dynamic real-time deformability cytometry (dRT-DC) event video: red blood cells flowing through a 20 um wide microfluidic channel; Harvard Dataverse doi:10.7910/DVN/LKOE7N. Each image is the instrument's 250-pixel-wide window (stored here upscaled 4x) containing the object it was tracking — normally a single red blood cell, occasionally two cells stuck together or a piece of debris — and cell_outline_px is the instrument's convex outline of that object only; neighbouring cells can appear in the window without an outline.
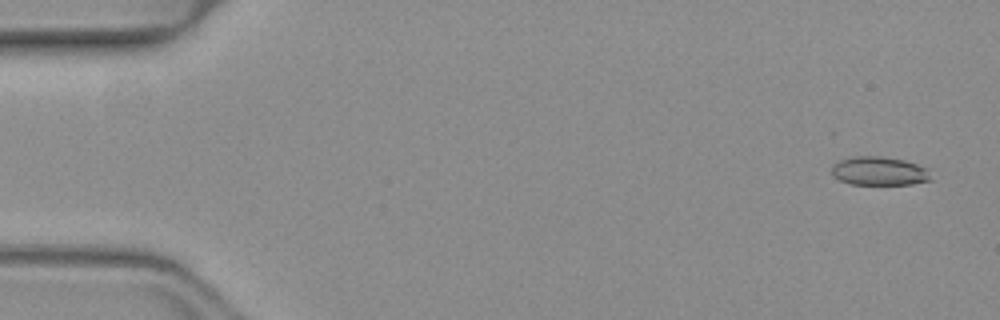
{"species": "common noctule bat (a hibernating species)", "species_latin": "Nyctalus noctula", "temperature_condition": "warm", "stored_images_in_passage": 27, "camera_frame_rate_fps": 3000, "um_per_image_px": 0.085, "animal": {"sex": "female", "body_mass_g": 19.3, "forearm_length_mm": 54.1}, "frame": {"image": 1, "passage_image": 2, "time_ms": 0.333, "image_size_px": [1000, 320], "cell_outline_px": [[932, 180], [912, 184], [848, 184], [832, 176], [832, 164], [840, 160], [856, 156], [880, 156], [904, 160], [928, 168]], "centroid_in_image_um": [74.73, 14.54], "position_along_channel_um": 10.3, "area_um2": 16.65}}
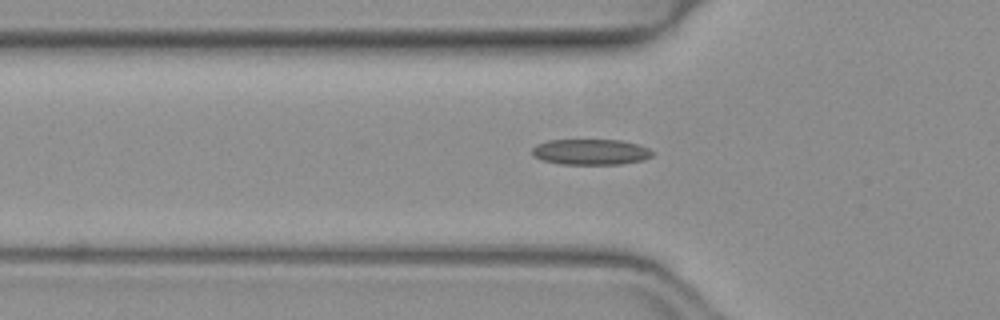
{"frame": {"image": 2, "passage_image": 17, "time_ms": 5.333, "image_size_px": [1000, 320], "cell_outline_px": [[652, 156], [644, 160], [620, 164], [560, 164], [544, 160], [532, 156], [532, 148], [536, 144], [548, 140], [620, 140], [636, 144], [648, 148], [652, 152]], "centroid_in_image_um": [50.18, 12.91], "position_along_channel_um": 75.6, "area_um2": 17.98}}
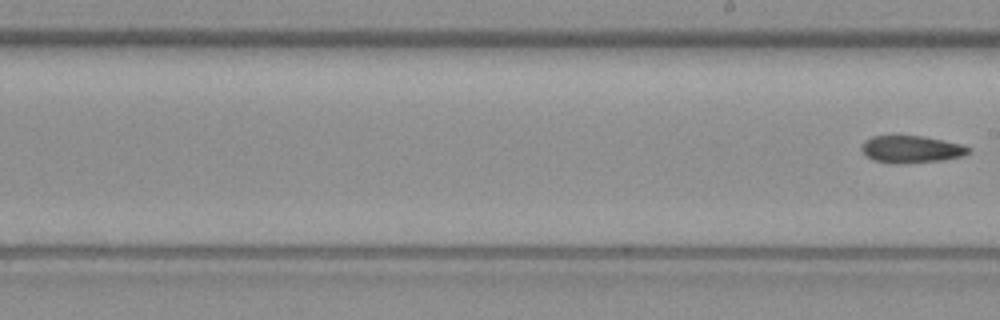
{"frame": {"image": 3, "passage_image": 27, "time_ms": 8.667, "image_size_px": [1000, 320], "cell_outline_px": [[972, 148], [964, 156], [940, 160], [896, 164], [872, 160], [860, 148], [864, 140], [872, 136], [892, 132], [924, 136], [960, 144]], "centroid_in_image_um": [77.39, 12.63], "position_along_channel_um": 211.6, "area_um2": 17.57}}